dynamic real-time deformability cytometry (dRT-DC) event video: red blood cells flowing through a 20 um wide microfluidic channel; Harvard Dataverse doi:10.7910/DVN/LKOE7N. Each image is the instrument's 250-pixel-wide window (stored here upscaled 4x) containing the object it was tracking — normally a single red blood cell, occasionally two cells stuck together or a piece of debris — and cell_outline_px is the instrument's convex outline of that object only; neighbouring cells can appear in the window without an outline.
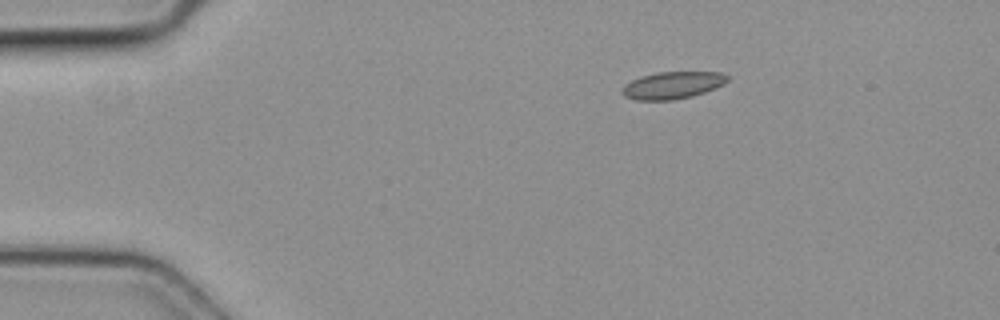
{"species": "common noctule bat (a hibernating species)", "species_latin": "Nyctalus noctula", "temperature_condition": "cold", "stored_images_in_passage": 3, "camera_frame_rate_fps": 3000, "um_per_image_px": 0.085, "animal": {"sex": "female", "body_mass_g": 19.3, "forearm_length_mm": 54.1}, "frame": {"image": 1, "passage_image": 1, "time_ms": 0.0, "image_size_px": [1000, 320], "cell_outline_px": [[728, 80], [724, 84], [716, 88], [692, 96], [672, 100], [636, 100], [624, 96], [620, 92], [624, 84], [640, 76], [656, 72], [720, 72], [728, 76]], "centroid_in_image_um": [57.14, 7.24], "position_along_channel_um": 27.9, "area_um2": 16.76}}